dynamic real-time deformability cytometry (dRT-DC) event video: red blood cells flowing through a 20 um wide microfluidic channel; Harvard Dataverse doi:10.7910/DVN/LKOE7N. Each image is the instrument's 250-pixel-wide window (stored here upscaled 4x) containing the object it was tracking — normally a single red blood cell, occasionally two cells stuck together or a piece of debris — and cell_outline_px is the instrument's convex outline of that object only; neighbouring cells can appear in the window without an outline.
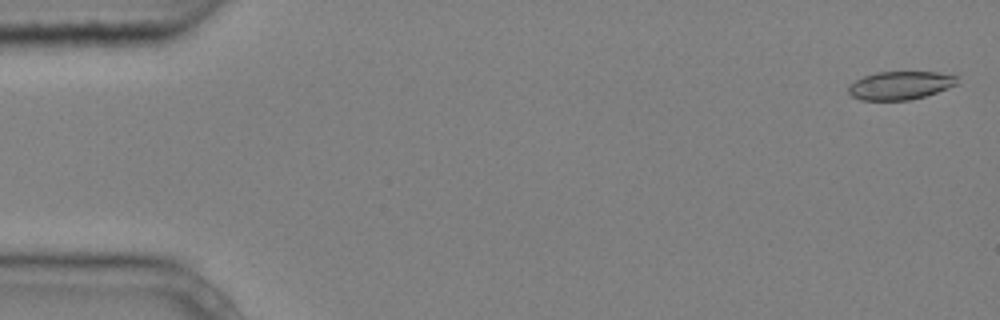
{"species": "common noctule bat (a hibernating species)", "species_latin": "Nyctalus noctula", "temperature_condition": "cold", "stored_images_in_passage": 4, "camera_frame_rate_fps": 3000, "um_per_image_px": 0.085, "animal": {"sex": "male", "body_mass_g": 20.4}, "frame": {"image": 1, "passage_image": 1, "time_ms": 0.0, "image_size_px": [1000, 320], "cell_outline_px": [[960, 84], [924, 96], [908, 100], [860, 100], [852, 96], [848, 92], [848, 84], [864, 76], [876, 72], [936, 72], [956, 76]], "centroid_in_image_um": [76.51, 7.26], "position_along_channel_um": 8.5, "area_um2": 17.92}}
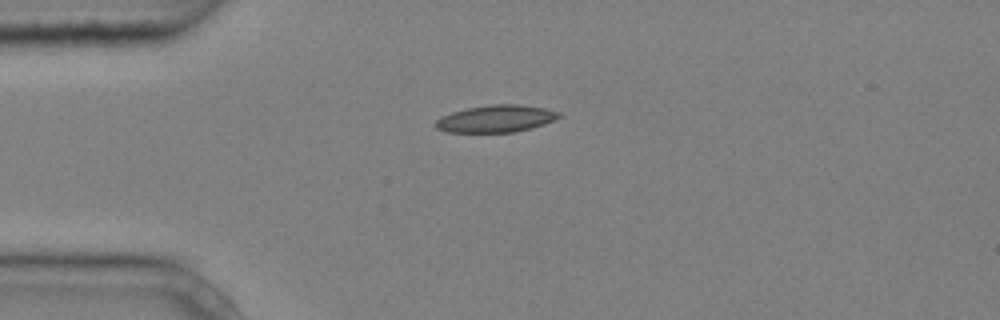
{"frame": {"image": 2, "passage_image": 4, "time_ms": 1.0, "image_size_px": [1000, 320], "cell_outline_px": [[560, 116], [544, 124], [532, 128], [512, 132], [448, 132], [436, 128], [432, 124], [440, 116], [452, 112], [468, 108], [492, 104], [516, 104], [544, 108], [560, 112]], "centroid_in_image_um": [42.11, 10.09], "position_along_channel_um": 42.9, "area_um2": 19.42}}